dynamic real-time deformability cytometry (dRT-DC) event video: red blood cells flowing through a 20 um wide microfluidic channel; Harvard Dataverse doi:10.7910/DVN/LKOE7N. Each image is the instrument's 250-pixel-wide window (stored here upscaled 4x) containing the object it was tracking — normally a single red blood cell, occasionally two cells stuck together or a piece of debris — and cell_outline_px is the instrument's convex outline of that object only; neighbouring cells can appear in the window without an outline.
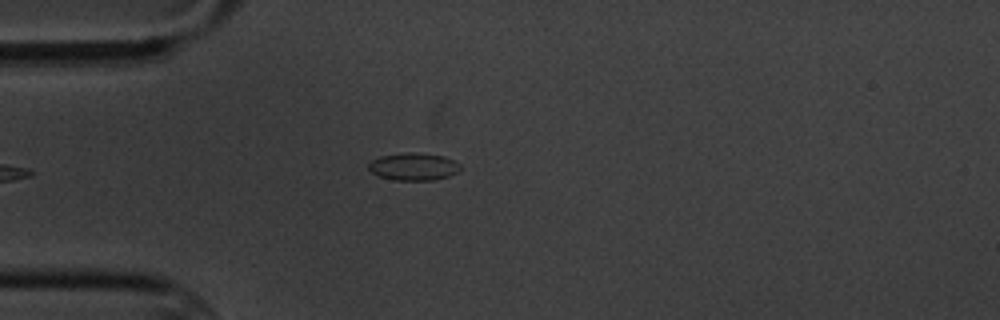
{"species": "common noctule bat (a hibernating species)", "species_latin": "Nyctalus noctula", "temperature_condition": "cold", "stored_images_in_passage": 1, "camera_frame_rate_fps": 3000, "um_per_image_px": 0.085, "animal": {"sex": "male", "body_mass_g": 20.1, "forearm_length_mm": 53.5}, "frame": {"image": 1, "passage_image": 1, "time_ms": 0.0, "image_size_px": [1000, 320], "cell_outline_px": [[460, 168], [456, 172], [448, 176], [432, 180], [392, 180], [380, 176], [372, 172], [368, 168], [368, 164], [372, 160], [380, 156], [408, 152], [412, 152], [444, 156], [460, 164]], "centroid_in_image_um": [35.13, 14.16], "position_along_channel_um": 49.9, "area_um2": 14.51}}